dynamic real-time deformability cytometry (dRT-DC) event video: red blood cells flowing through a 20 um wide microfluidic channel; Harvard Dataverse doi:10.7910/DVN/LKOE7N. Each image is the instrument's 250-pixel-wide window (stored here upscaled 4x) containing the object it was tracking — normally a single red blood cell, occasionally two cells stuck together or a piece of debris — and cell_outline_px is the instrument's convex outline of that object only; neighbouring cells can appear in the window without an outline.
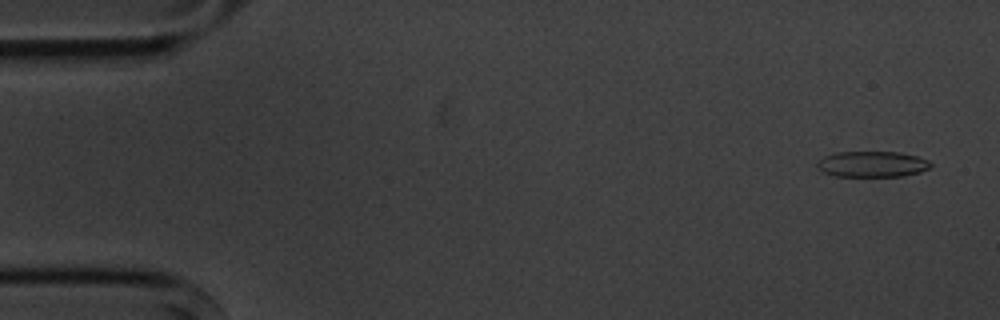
{"species": "common noctule bat (a hibernating species)", "species_latin": "Nyctalus noctula", "temperature_condition": "cold", "stored_images_in_passage": 4, "camera_frame_rate_fps": 3000, "um_per_image_px": 0.085, "animal": {"sex": "male", "body_mass_g": 20.1, "forearm_length_mm": 53.5}, "frame": {"image": 1, "passage_image": 1, "time_ms": 0.0, "image_size_px": [1000, 320], "cell_outline_px": [[932, 164], [928, 168], [920, 172], [904, 176], [836, 176], [820, 172], [816, 164], [824, 156], [836, 152], [900, 152], [916, 156], [928, 160]], "centroid_in_image_um": [74.11, 13.95], "position_along_channel_um": 10.9, "area_um2": 17.11}}
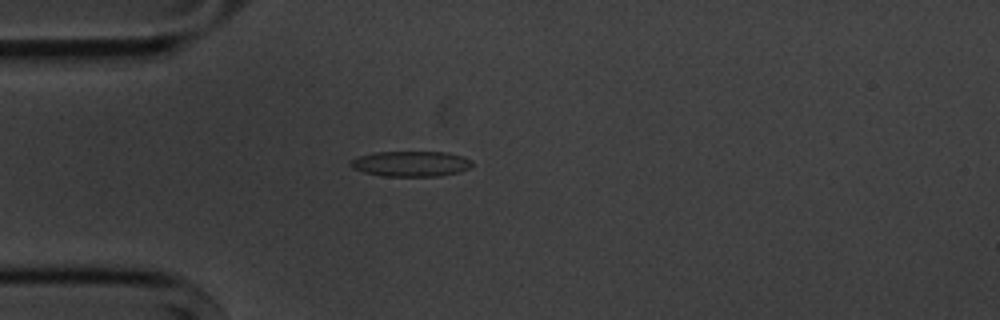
{"frame": {"image": 2, "passage_image": 4, "time_ms": 4.0, "image_size_px": [1000, 320], "cell_outline_px": [[472, 164], [468, 168], [460, 172], [440, 176], [380, 176], [364, 172], [352, 168], [348, 164], [348, 160], [372, 152], [448, 152], [464, 156], [472, 160]], "centroid_in_image_um": [34.9, 13.92], "position_along_channel_um": 50.1, "area_um2": 18.26}}